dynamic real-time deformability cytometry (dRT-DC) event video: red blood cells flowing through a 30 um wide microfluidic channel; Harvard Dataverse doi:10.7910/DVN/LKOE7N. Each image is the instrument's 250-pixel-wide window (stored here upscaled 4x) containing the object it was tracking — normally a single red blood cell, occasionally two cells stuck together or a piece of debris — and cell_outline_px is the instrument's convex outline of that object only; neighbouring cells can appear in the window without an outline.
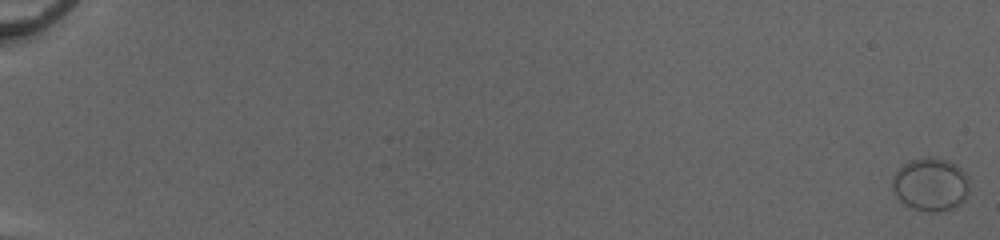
{"species": "common noctule bat (a hibernating species)", "species_latin": "Nyctalus noctula", "temperature_condition": "cold", "stored_images_in_passage": 53, "camera_frame_rate_fps": 3000, "um_per_image_px": 0.085, "animal": {"sex": "female", "body_mass_g": 20.0, "forearm_length_mm": 54.0}, "frame": {"image": 1, "passage_image": 1, "time_ms": 0.0, "image_size_px": [1000, 240], "cell_outline_px": [[968, 192], [964, 200], [960, 204], [936, 212], [928, 212], [912, 208], [904, 204], [896, 196], [892, 188], [892, 176], [904, 164], [912, 160], [948, 160], [956, 164], [968, 176]], "centroid_in_image_um": [79.09, 15.72], "position_along_channel_um": 5.9, "area_um2": 23.29}}
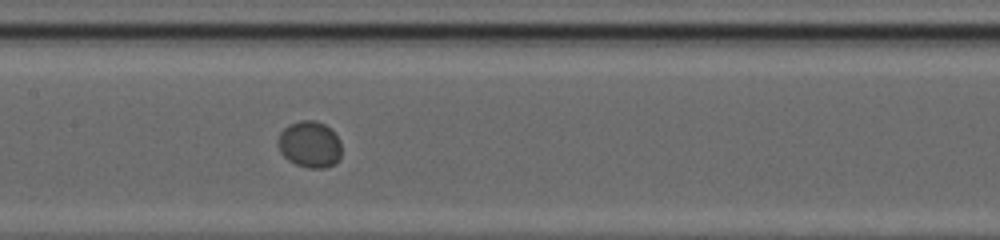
{"frame": {"image": 2, "passage_image": 30, "time_ms": 9.667, "image_size_px": [1000, 240], "cell_outline_px": [[340, 160], [336, 164], [324, 168], [308, 168], [296, 164], [288, 160], [280, 152], [276, 144], [276, 140], [280, 132], [288, 124], [300, 120], [316, 120], [324, 124], [340, 140]], "centroid_in_image_um": [26.29, 12.28], "position_along_channel_um": 181.1, "area_um2": 17.46}}
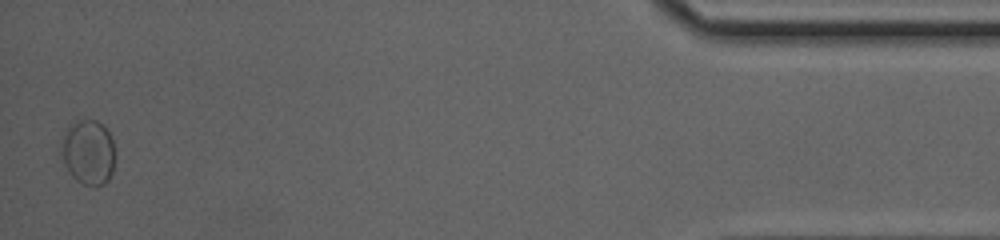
{"frame": {"image": 3, "passage_image": 53, "time_ms": 17.333, "image_size_px": [1000, 240], "cell_outline_px": [[112, 172], [108, 180], [104, 184], [96, 188], [84, 184], [76, 180], [68, 172], [60, 156], [60, 144], [68, 124], [80, 120], [96, 120], [108, 132], [112, 140]], "centroid_in_image_um": [7.43, 12.96], "position_along_channel_um": 427.8, "area_um2": 20.35}, "authors_computed_cell_mechanics": {"area_um2": 17.8024, "velocity_mm_per_s": 4.1376, "shape_relaxation_time_tau1_ms": 2.6133, "shape_relaxation_time_tau2_ms": null, "deformation_change_tau1": 0.0181, "deformation_change_tau2": null}}